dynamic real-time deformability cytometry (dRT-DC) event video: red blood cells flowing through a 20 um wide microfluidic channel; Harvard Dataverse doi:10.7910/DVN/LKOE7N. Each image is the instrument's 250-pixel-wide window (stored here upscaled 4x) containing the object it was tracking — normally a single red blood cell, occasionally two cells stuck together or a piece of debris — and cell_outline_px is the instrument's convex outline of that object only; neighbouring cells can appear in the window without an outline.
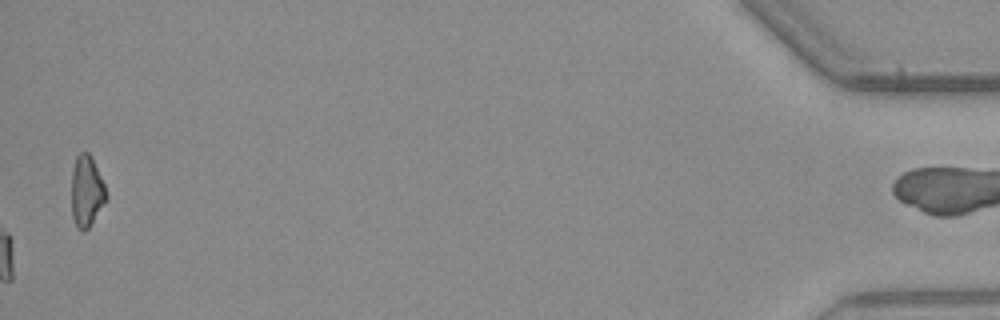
{"species": "common noctule bat (a hibernating species)", "species_latin": "Nyctalus noctula", "temperature_condition": "warm", "stored_images_in_passage": 55, "camera_frame_rate_fps": 3000, "um_per_image_px": 0.085, "animal": {"sex": "male", "body_mass_g": 23.1, "forearm_length_mm": 52.7}, "frame": {"image": 1, "passage_image": 55, "time_ms": 18.0, "image_size_px": [1000, 320], "cell_outline_px": [[108, 200], [88, 228], [84, 232], [76, 228], [72, 216], [72, 168], [76, 156], [80, 152], [88, 152], [92, 156], [104, 184], [108, 196]], "centroid_in_image_um": [7.37, 16.26], "position_along_channel_um": 427.8, "area_um2": 14.68}, "authors_computed_cell_mechanics": {"area_um2": 18.6116, "velocity_mm_per_s": 3.8166, "shape_relaxation_time_tau1_ms": null, "shape_relaxation_time_tau2_ms": 3.9215, "deformation_change_tau1": null, "deformation_change_tau2": 0.0844}}